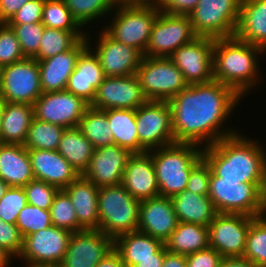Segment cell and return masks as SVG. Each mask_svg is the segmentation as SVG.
Segmentation results:
<instances>
[{
	"mask_svg": "<svg viewBox=\"0 0 266 267\" xmlns=\"http://www.w3.org/2000/svg\"><path fill=\"white\" fill-rule=\"evenodd\" d=\"M23 239L16 224L6 223L0 218V247L16 258L22 251Z\"/></svg>",
	"mask_w": 266,
	"mask_h": 267,
	"instance_id": "cell-48",
	"label": "cell"
},
{
	"mask_svg": "<svg viewBox=\"0 0 266 267\" xmlns=\"http://www.w3.org/2000/svg\"><path fill=\"white\" fill-rule=\"evenodd\" d=\"M14 258L12 254H10L7 250L0 247V267H8L12 263Z\"/></svg>",
	"mask_w": 266,
	"mask_h": 267,
	"instance_id": "cell-57",
	"label": "cell"
},
{
	"mask_svg": "<svg viewBox=\"0 0 266 267\" xmlns=\"http://www.w3.org/2000/svg\"><path fill=\"white\" fill-rule=\"evenodd\" d=\"M222 259L218 251L208 247L186 255V267H218Z\"/></svg>",
	"mask_w": 266,
	"mask_h": 267,
	"instance_id": "cell-50",
	"label": "cell"
},
{
	"mask_svg": "<svg viewBox=\"0 0 266 267\" xmlns=\"http://www.w3.org/2000/svg\"><path fill=\"white\" fill-rule=\"evenodd\" d=\"M178 222L209 226L218 214L208 196L184 190L171 197Z\"/></svg>",
	"mask_w": 266,
	"mask_h": 267,
	"instance_id": "cell-29",
	"label": "cell"
},
{
	"mask_svg": "<svg viewBox=\"0 0 266 267\" xmlns=\"http://www.w3.org/2000/svg\"><path fill=\"white\" fill-rule=\"evenodd\" d=\"M33 119V105L6 102L2 114L0 143L24 145Z\"/></svg>",
	"mask_w": 266,
	"mask_h": 267,
	"instance_id": "cell-30",
	"label": "cell"
},
{
	"mask_svg": "<svg viewBox=\"0 0 266 267\" xmlns=\"http://www.w3.org/2000/svg\"><path fill=\"white\" fill-rule=\"evenodd\" d=\"M165 257V245L163 244L156 252L155 258L141 260L135 267H162Z\"/></svg>",
	"mask_w": 266,
	"mask_h": 267,
	"instance_id": "cell-54",
	"label": "cell"
},
{
	"mask_svg": "<svg viewBox=\"0 0 266 267\" xmlns=\"http://www.w3.org/2000/svg\"><path fill=\"white\" fill-rule=\"evenodd\" d=\"M88 47L87 38L80 39L70 50L38 61L43 93L64 91L79 55Z\"/></svg>",
	"mask_w": 266,
	"mask_h": 267,
	"instance_id": "cell-23",
	"label": "cell"
},
{
	"mask_svg": "<svg viewBox=\"0 0 266 267\" xmlns=\"http://www.w3.org/2000/svg\"><path fill=\"white\" fill-rule=\"evenodd\" d=\"M34 179L56 186L59 190L70 185L78 172L57 150H28Z\"/></svg>",
	"mask_w": 266,
	"mask_h": 267,
	"instance_id": "cell-25",
	"label": "cell"
},
{
	"mask_svg": "<svg viewBox=\"0 0 266 267\" xmlns=\"http://www.w3.org/2000/svg\"><path fill=\"white\" fill-rule=\"evenodd\" d=\"M89 107L84 99L66 90L42 93L33 103L35 119L65 128L78 127Z\"/></svg>",
	"mask_w": 266,
	"mask_h": 267,
	"instance_id": "cell-15",
	"label": "cell"
},
{
	"mask_svg": "<svg viewBox=\"0 0 266 267\" xmlns=\"http://www.w3.org/2000/svg\"><path fill=\"white\" fill-rule=\"evenodd\" d=\"M264 51L263 48L236 37L215 38L214 80L233 88L241 97H245V92H249L260 80L257 57Z\"/></svg>",
	"mask_w": 266,
	"mask_h": 267,
	"instance_id": "cell-3",
	"label": "cell"
},
{
	"mask_svg": "<svg viewBox=\"0 0 266 267\" xmlns=\"http://www.w3.org/2000/svg\"><path fill=\"white\" fill-rule=\"evenodd\" d=\"M49 211L52 225L71 233L78 232L76 211L70 197L63 189L55 194Z\"/></svg>",
	"mask_w": 266,
	"mask_h": 267,
	"instance_id": "cell-41",
	"label": "cell"
},
{
	"mask_svg": "<svg viewBox=\"0 0 266 267\" xmlns=\"http://www.w3.org/2000/svg\"><path fill=\"white\" fill-rule=\"evenodd\" d=\"M99 34L98 45L91 50L98 57L105 75L130 76L136 74L143 55L137 49L114 40L104 30H101Z\"/></svg>",
	"mask_w": 266,
	"mask_h": 267,
	"instance_id": "cell-20",
	"label": "cell"
},
{
	"mask_svg": "<svg viewBox=\"0 0 266 267\" xmlns=\"http://www.w3.org/2000/svg\"><path fill=\"white\" fill-rule=\"evenodd\" d=\"M256 217L245 214L218 213L209 224V247L223 258L243 257L247 233Z\"/></svg>",
	"mask_w": 266,
	"mask_h": 267,
	"instance_id": "cell-16",
	"label": "cell"
},
{
	"mask_svg": "<svg viewBox=\"0 0 266 267\" xmlns=\"http://www.w3.org/2000/svg\"><path fill=\"white\" fill-rule=\"evenodd\" d=\"M263 184L222 180L211 173L208 197L218 213L260 217L266 215L262 203Z\"/></svg>",
	"mask_w": 266,
	"mask_h": 267,
	"instance_id": "cell-7",
	"label": "cell"
},
{
	"mask_svg": "<svg viewBox=\"0 0 266 267\" xmlns=\"http://www.w3.org/2000/svg\"><path fill=\"white\" fill-rule=\"evenodd\" d=\"M132 154L127 148L116 144L96 148L82 176L97 187L121 184L125 166Z\"/></svg>",
	"mask_w": 266,
	"mask_h": 267,
	"instance_id": "cell-19",
	"label": "cell"
},
{
	"mask_svg": "<svg viewBox=\"0 0 266 267\" xmlns=\"http://www.w3.org/2000/svg\"><path fill=\"white\" fill-rule=\"evenodd\" d=\"M109 127L107 110H98L92 107L85 111L78 125L82 134L92 143L95 149L114 144L113 133Z\"/></svg>",
	"mask_w": 266,
	"mask_h": 267,
	"instance_id": "cell-35",
	"label": "cell"
},
{
	"mask_svg": "<svg viewBox=\"0 0 266 267\" xmlns=\"http://www.w3.org/2000/svg\"><path fill=\"white\" fill-rule=\"evenodd\" d=\"M211 170L202 158L192 169L189 175L186 190L199 195L208 196Z\"/></svg>",
	"mask_w": 266,
	"mask_h": 267,
	"instance_id": "cell-47",
	"label": "cell"
},
{
	"mask_svg": "<svg viewBox=\"0 0 266 267\" xmlns=\"http://www.w3.org/2000/svg\"><path fill=\"white\" fill-rule=\"evenodd\" d=\"M42 23L44 27L64 31H80L82 29L63 0H45Z\"/></svg>",
	"mask_w": 266,
	"mask_h": 267,
	"instance_id": "cell-40",
	"label": "cell"
},
{
	"mask_svg": "<svg viewBox=\"0 0 266 267\" xmlns=\"http://www.w3.org/2000/svg\"><path fill=\"white\" fill-rule=\"evenodd\" d=\"M114 249V239L98 229L73 232L59 267H95Z\"/></svg>",
	"mask_w": 266,
	"mask_h": 267,
	"instance_id": "cell-18",
	"label": "cell"
},
{
	"mask_svg": "<svg viewBox=\"0 0 266 267\" xmlns=\"http://www.w3.org/2000/svg\"><path fill=\"white\" fill-rule=\"evenodd\" d=\"M74 19L81 26L88 25V22L108 15V12L115 10L119 0H63Z\"/></svg>",
	"mask_w": 266,
	"mask_h": 267,
	"instance_id": "cell-38",
	"label": "cell"
},
{
	"mask_svg": "<svg viewBox=\"0 0 266 267\" xmlns=\"http://www.w3.org/2000/svg\"><path fill=\"white\" fill-rule=\"evenodd\" d=\"M27 205L23 187H9L0 199V218L6 223L16 224L19 212Z\"/></svg>",
	"mask_w": 266,
	"mask_h": 267,
	"instance_id": "cell-45",
	"label": "cell"
},
{
	"mask_svg": "<svg viewBox=\"0 0 266 267\" xmlns=\"http://www.w3.org/2000/svg\"><path fill=\"white\" fill-rule=\"evenodd\" d=\"M107 118L113 133L114 144L139 153L138 131L134 109H108Z\"/></svg>",
	"mask_w": 266,
	"mask_h": 267,
	"instance_id": "cell-34",
	"label": "cell"
},
{
	"mask_svg": "<svg viewBox=\"0 0 266 267\" xmlns=\"http://www.w3.org/2000/svg\"><path fill=\"white\" fill-rule=\"evenodd\" d=\"M23 188L26 194L27 204L43 210H50L53 198L59 190L54 185L36 179L30 181Z\"/></svg>",
	"mask_w": 266,
	"mask_h": 267,
	"instance_id": "cell-46",
	"label": "cell"
},
{
	"mask_svg": "<svg viewBox=\"0 0 266 267\" xmlns=\"http://www.w3.org/2000/svg\"><path fill=\"white\" fill-rule=\"evenodd\" d=\"M121 184L140 202L160 195L149 152L134 153L129 157Z\"/></svg>",
	"mask_w": 266,
	"mask_h": 267,
	"instance_id": "cell-22",
	"label": "cell"
},
{
	"mask_svg": "<svg viewBox=\"0 0 266 267\" xmlns=\"http://www.w3.org/2000/svg\"><path fill=\"white\" fill-rule=\"evenodd\" d=\"M127 4L158 5L161 0H119Z\"/></svg>",
	"mask_w": 266,
	"mask_h": 267,
	"instance_id": "cell-58",
	"label": "cell"
},
{
	"mask_svg": "<svg viewBox=\"0 0 266 267\" xmlns=\"http://www.w3.org/2000/svg\"><path fill=\"white\" fill-rule=\"evenodd\" d=\"M136 75L147 100L169 101L188 86L169 57L143 56Z\"/></svg>",
	"mask_w": 266,
	"mask_h": 267,
	"instance_id": "cell-8",
	"label": "cell"
},
{
	"mask_svg": "<svg viewBox=\"0 0 266 267\" xmlns=\"http://www.w3.org/2000/svg\"><path fill=\"white\" fill-rule=\"evenodd\" d=\"M5 103H6V101L0 95V128H1L2 114H3L4 107H5Z\"/></svg>",
	"mask_w": 266,
	"mask_h": 267,
	"instance_id": "cell-61",
	"label": "cell"
},
{
	"mask_svg": "<svg viewBox=\"0 0 266 267\" xmlns=\"http://www.w3.org/2000/svg\"><path fill=\"white\" fill-rule=\"evenodd\" d=\"M198 3L199 0H161L157 8L163 13L188 16Z\"/></svg>",
	"mask_w": 266,
	"mask_h": 267,
	"instance_id": "cell-51",
	"label": "cell"
},
{
	"mask_svg": "<svg viewBox=\"0 0 266 267\" xmlns=\"http://www.w3.org/2000/svg\"><path fill=\"white\" fill-rule=\"evenodd\" d=\"M94 146L78 127L66 128L60 138L57 152L82 175L94 154Z\"/></svg>",
	"mask_w": 266,
	"mask_h": 267,
	"instance_id": "cell-33",
	"label": "cell"
},
{
	"mask_svg": "<svg viewBox=\"0 0 266 267\" xmlns=\"http://www.w3.org/2000/svg\"><path fill=\"white\" fill-rule=\"evenodd\" d=\"M25 58L12 27L0 23V68Z\"/></svg>",
	"mask_w": 266,
	"mask_h": 267,
	"instance_id": "cell-44",
	"label": "cell"
},
{
	"mask_svg": "<svg viewBox=\"0 0 266 267\" xmlns=\"http://www.w3.org/2000/svg\"><path fill=\"white\" fill-rule=\"evenodd\" d=\"M86 38H88V47L79 55L76 67L68 79L65 90L91 104L95 98L97 88L104 81L106 75L98 57L90 49L92 47L89 41L90 37Z\"/></svg>",
	"mask_w": 266,
	"mask_h": 267,
	"instance_id": "cell-24",
	"label": "cell"
},
{
	"mask_svg": "<svg viewBox=\"0 0 266 267\" xmlns=\"http://www.w3.org/2000/svg\"><path fill=\"white\" fill-rule=\"evenodd\" d=\"M14 30L22 53L27 58H33L39 51L44 25L39 23L8 24Z\"/></svg>",
	"mask_w": 266,
	"mask_h": 267,
	"instance_id": "cell-43",
	"label": "cell"
},
{
	"mask_svg": "<svg viewBox=\"0 0 266 267\" xmlns=\"http://www.w3.org/2000/svg\"><path fill=\"white\" fill-rule=\"evenodd\" d=\"M66 128L52 123L33 119L28 129L24 146L27 150H57L60 138Z\"/></svg>",
	"mask_w": 266,
	"mask_h": 267,
	"instance_id": "cell-37",
	"label": "cell"
},
{
	"mask_svg": "<svg viewBox=\"0 0 266 267\" xmlns=\"http://www.w3.org/2000/svg\"><path fill=\"white\" fill-rule=\"evenodd\" d=\"M140 201L132 197L122 184L99 187L98 230L112 237L138 231Z\"/></svg>",
	"mask_w": 266,
	"mask_h": 267,
	"instance_id": "cell-5",
	"label": "cell"
},
{
	"mask_svg": "<svg viewBox=\"0 0 266 267\" xmlns=\"http://www.w3.org/2000/svg\"><path fill=\"white\" fill-rule=\"evenodd\" d=\"M52 225L49 210L27 204L18 214L16 226L23 238Z\"/></svg>",
	"mask_w": 266,
	"mask_h": 267,
	"instance_id": "cell-42",
	"label": "cell"
},
{
	"mask_svg": "<svg viewBox=\"0 0 266 267\" xmlns=\"http://www.w3.org/2000/svg\"><path fill=\"white\" fill-rule=\"evenodd\" d=\"M70 197L76 211L78 231L98 229V190L90 180L79 175L70 185L63 189Z\"/></svg>",
	"mask_w": 266,
	"mask_h": 267,
	"instance_id": "cell-26",
	"label": "cell"
},
{
	"mask_svg": "<svg viewBox=\"0 0 266 267\" xmlns=\"http://www.w3.org/2000/svg\"><path fill=\"white\" fill-rule=\"evenodd\" d=\"M235 37L266 50V0H242Z\"/></svg>",
	"mask_w": 266,
	"mask_h": 267,
	"instance_id": "cell-27",
	"label": "cell"
},
{
	"mask_svg": "<svg viewBox=\"0 0 266 267\" xmlns=\"http://www.w3.org/2000/svg\"><path fill=\"white\" fill-rule=\"evenodd\" d=\"M45 0H29L7 22V24H27L42 22Z\"/></svg>",
	"mask_w": 266,
	"mask_h": 267,
	"instance_id": "cell-49",
	"label": "cell"
},
{
	"mask_svg": "<svg viewBox=\"0 0 266 267\" xmlns=\"http://www.w3.org/2000/svg\"><path fill=\"white\" fill-rule=\"evenodd\" d=\"M162 267H186V255L169 252L165 247Z\"/></svg>",
	"mask_w": 266,
	"mask_h": 267,
	"instance_id": "cell-53",
	"label": "cell"
},
{
	"mask_svg": "<svg viewBox=\"0 0 266 267\" xmlns=\"http://www.w3.org/2000/svg\"><path fill=\"white\" fill-rule=\"evenodd\" d=\"M241 99L233 88L215 80L188 85L168 101L175 143L202 144L204 148L236 134L235 129L221 126Z\"/></svg>",
	"mask_w": 266,
	"mask_h": 267,
	"instance_id": "cell-1",
	"label": "cell"
},
{
	"mask_svg": "<svg viewBox=\"0 0 266 267\" xmlns=\"http://www.w3.org/2000/svg\"><path fill=\"white\" fill-rule=\"evenodd\" d=\"M29 0H0V23H7Z\"/></svg>",
	"mask_w": 266,
	"mask_h": 267,
	"instance_id": "cell-52",
	"label": "cell"
},
{
	"mask_svg": "<svg viewBox=\"0 0 266 267\" xmlns=\"http://www.w3.org/2000/svg\"><path fill=\"white\" fill-rule=\"evenodd\" d=\"M214 39L198 36L193 41L180 46L169 56V59L182 72L188 85L214 80Z\"/></svg>",
	"mask_w": 266,
	"mask_h": 267,
	"instance_id": "cell-14",
	"label": "cell"
},
{
	"mask_svg": "<svg viewBox=\"0 0 266 267\" xmlns=\"http://www.w3.org/2000/svg\"><path fill=\"white\" fill-rule=\"evenodd\" d=\"M197 37L189 16L159 12L144 56L169 57Z\"/></svg>",
	"mask_w": 266,
	"mask_h": 267,
	"instance_id": "cell-12",
	"label": "cell"
},
{
	"mask_svg": "<svg viewBox=\"0 0 266 267\" xmlns=\"http://www.w3.org/2000/svg\"><path fill=\"white\" fill-rule=\"evenodd\" d=\"M242 0H199L188 15L198 36L235 37Z\"/></svg>",
	"mask_w": 266,
	"mask_h": 267,
	"instance_id": "cell-9",
	"label": "cell"
},
{
	"mask_svg": "<svg viewBox=\"0 0 266 267\" xmlns=\"http://www.w3.org/2000/svg\"><path fill=\"white\" fill-rule=\"evenodd\" d=\"M147 101L136 74L130 76H106L96 90L90 107L98 110L134 109Z\"/></svg>",
	"mask_w": 266,
	"mask_h": 267,
	"instance_id": "cell-17",
	"label": "cell"
},
{
	"mask_svg": "<svg viewBox=\"0 0 266 267\" xmlns=\"http://www.w3.org/2000/svg\"><path fill=\"white\" fill-rule=\"evenodd\" d=\"M0 178L10 187H24L34 180L28 150L24 145L0 143Z\"/></svg>",
	"mask_w": 266,
	"mask_h": 267,
	"instance_id": "cell-28",
	"label": "cell"
},
{
	"mask_svg": "<svg viewBox=\"0 0 266 267\" xmlns=\"http://www.w3.org/2000/svg\"><path fill=\"white\" fill-rule=\"evenodd\" d=\"M169 252L189 255L209 247L207 226L178 222L176 229L164 243Z\"/></svg>",
	"mask_w": 266,
	"mask_h": 267,
	"instance_id": "cell-32",
	"label": "cell"
},
{
	"mask_svg": "<svg viewBox=\"0 0 266 267\" xmlns=\"http://www.w3.org/2000/svg\"><path fill=\"white\" fill-rule=\"evenodd\" d=\"M42 93L36 59L26 57L0 68V95L6 102L33 105Z\"/></svg>",
	"mask_w": 266,
	"mask_h": 267,
	"instance_id": "cell-11",
	"label": "cell"
},
{
	"mask_svg": "<svg viewBox=\"0 0 266 267\" xmlns=\"http://www.w3.org/2000/svg\"><path fill=\"white\" fill-rule=\"evenodd\" d=\"M139 153L175 143L168 101L147 100L135 110Z\"/></svg>",
	"mask_w": 266,
	"mask_h": 267,
	"instance_id": "cell-10",
	"label": "cell"
},
{
	"mask_svg": "<svg viewBox=\"0 0 266 267\" xmlns=\"http://www.w3.org/2000/svg\"><path fill=\"white\" fill-rule=\"evenodd\" d=\"M81 31H64L44 27L38 53L33 57L37 61L45 60L70 50L80 39L87 37Z\"/></svg>",
	"mask_w": 266,
	"mask_h": 267,
	"instance_id": "cell-36",
	"label": "cell"
},
{
	"mask_svg": "<svg viewBox=\"0 0 266 267\" xmlns=\"http://www.w3.org/2000/svg\"><path fill=\"white\" fill-rule=\"evenodd\" d=\"M9 187L10 186L0 178V199L4 196Z\"/></svg>",
	"mask_w": 266,
	"mask_h": 267,
	"instance_id": "cell-60",
	"label": "cell"
},
{
	"mask_svg": "<svg viewBox=\"0 0 266 267\" xmlns=\"http://www.w3.org/2000/svg\"><path fill=\"white\" fill-rule=\"evenodd\" d=\"M163 243L154 237L133 231L114 238V250L124 264L135 266L146 258H155V252Z\"/></svg>",
	"mask_w": 266,
	"mask_h": 267,
	"instance_id": "cell-31",
	"label": "cell"
},
{
	"mask_svg": "<svg viewBox=\"0 0 266 267\" xmlns=\"http://www.w3.org/2000/svg\"><path fill=\"white\" fill-rule=\"evenodd\" d=\"M33 267H59V266H33Z\"/></svg>",
	"mask_w": 266,
	"mask_h": 267,
	"instance_id": "cell-62",
	"label": "cell"
},
{
	"mask_svg": "<svg viewBox=\"0 0 266 267\" xmlns=\"http://www.w3.org/2000/svg\"><path fill=\"white\" fill-rule=\"evenodd\" d=\"M240 133L203 148L202 158L214 176L239 183H264L266 152Z\"/></svg>",
	"mask_w": 266,
	"mask_h": 267,
	"instance_id": "cell-2",
	"label": "cell"
},
{
	"mask_svg": "<svg viewBox=\"0 0 266 267\" xmlns=\"http://www.w3.org/2000/svg\"><path fill=\"white\" fill-rule=\"evenodd\" d=\"M262 203H263L264 210L266 212V167H265L264 184L262 188Z\"/></svg>",
	"mask_w": 266,
	"mask_h": 267,
	"instance_id": "cell-59",
	"label": "cell"
},
{
	"mask_svg": "<svg viewBox=\"0 0 266 267\" xmlns=\"http://www.w3.org/2000/svg\"><path fill=\"white\" fill-rule=\"evenodd\" d=\"M243 257L257 267H266V215L251 222Z\"/></svg>",
	"mask_w": 266,
	"mask_h": 267,
	"instance_id": "cell-39",
	"label": "cell"
},
{
	"mask_svg": "<svg viewBox=\"0 0 266 267\" xmlns=\"http://www.w3.org/2000/svg\"><path fill=\"white\" fill-rule=\"evenodd\" d=\"M117 5L113 22L103 30L114 40L137 49L144 56L160 12L157 5L127 4L120 1Z\"/></svg>",
	"mask_w": 266,
	"mask_h": 267,
	"instance_id": "cell-6",
	"label": "cell"
},
{
	"mask_svg": "<svg viewBox=\"0 0 266 267\" xmlns=\"http://www.w3.org/2000/svg\"><path fill=\"white\" fill-rule=\"evenodd\" d=\"M122 267H135V266H130V265H127V264H123Z\"/></svg>",
	"mask_w": 266,
	"mask_h": 267,
	"instance_id": "cell-63",
	"label": "cell"
},
{
	"mask_svg": "<svg viewBox=\"0 0 266 267\" xmlns=\"http://www.w3.org/2000/svg\"><path fill=\"white\" fill-rule=\"evenodd\" d=\"M177 224L178 219L171 198L159 195L140 202L138 231L164 244L176 229Z\"/></svg>",
	"mask_w": 266,
	"mask_h": 267,
	"instance_id": "cell-21",
	"label": "cell"
},
{
	"mask_svg": "<svg viewBox=\"0 0 266 267\" xmlns=\"http://www.w3.org/2000/svg\"><path fill=\"white\" fill-rule=\"evenodd\" d=\"M123 264L119 254L113 249L95 267H122Z\"/></svg>",
	"mask_w": 266,
	"mask_h": 267,
	"instance_id": "cell-56",
	"label": "cell"
},
{
	"mask_svg": "<svg viewBox=\"0 0 266 267\" xmlns=\"http://www.w3.org/2000/svg\"><path fill=\"white\" fill-rule=\"evenodd\" d=\"M71 232L51 225L25 236L18 256L27 267L59 266L67 251Z\"/></svg>",
	"mask_w": 266,
	"mask_h": 267,
	"instance_id": "cell-13",
	"label": "cell"
},
{
	"mask_svg": "<svg viewBox=\"0 0 266 267\" xmlns=\"http://www.w3.org/2000/svg\"><path fill=\"white\" fill-rule=\"evenodd\" d=\"M148 152L152 157L160 196L171 198L186 189L191 169L202 159L203 147L173 143Z\"/></svg>",
	"mask_w": 266,
	"mask_h": 267,
	"instance_id": "cell-4",
	"label": "cell"
},
{
	"mask_svg": "<svg viewBox=\"0 0 266 267\" xmlns=\"http://www.w3.org/2000/svg\"><path fill=\"white\" fill-rule=\"evenodd\" d=\"M218 267H257L253 262L244 257H225Z\"/></svg>",
	"mask_w": 266,
	"mask_h": 267,
	"instance_id": "cell-55",
	"label": "cell"
}]
</instances>
